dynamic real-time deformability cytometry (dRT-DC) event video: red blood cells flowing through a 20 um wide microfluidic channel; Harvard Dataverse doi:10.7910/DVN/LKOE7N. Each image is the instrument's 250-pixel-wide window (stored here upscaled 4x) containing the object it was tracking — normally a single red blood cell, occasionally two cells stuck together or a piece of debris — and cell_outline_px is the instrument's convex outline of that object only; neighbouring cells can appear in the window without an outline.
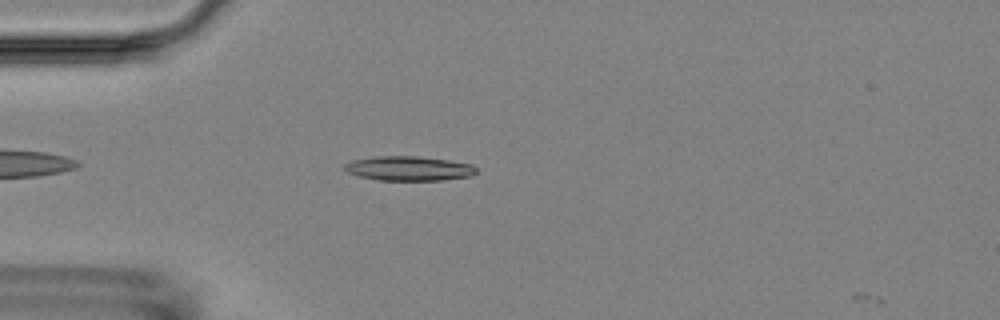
{"species": "Egyptian fruit bat (a non-hibernating species)", "species_latin": "Rousettus aegyptiacus", "temperature_condition": "room temperature", "stored_images_in_passage": 2, "camera_frame_rate_fps": 3000, "um_per_image_px": 0.085, "animal": {"sex": "female"}, "frame": {"image": 1, "passage_image": 1, "time_ms": 0.0, "image_size_px": [1000, 320], "cell_outline_px": [[476, 172], [472, 176], [444, 180], [380, 180], [360, 176], [348, 172], [344, 168], [344, 164], [352, 160], [376, 156], [416, 156], [448, 160], [472, 164], [476, 168]], "centroid_in_image_um": [34.77, 14.31], "position_along_channel_um": 50.2, "area_um2": 18.73}}